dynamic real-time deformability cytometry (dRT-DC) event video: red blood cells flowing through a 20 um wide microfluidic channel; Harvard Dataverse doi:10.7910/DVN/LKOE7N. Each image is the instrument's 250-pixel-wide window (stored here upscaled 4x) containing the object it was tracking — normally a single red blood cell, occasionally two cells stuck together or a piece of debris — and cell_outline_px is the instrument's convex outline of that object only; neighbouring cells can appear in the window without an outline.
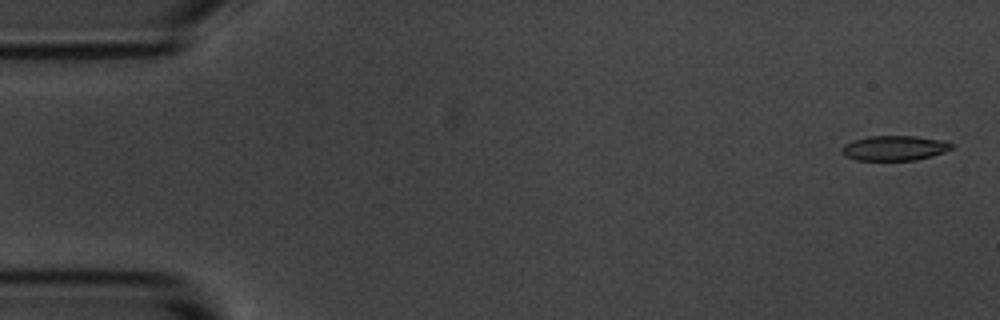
{"species": "common noctule bat (a hibernating species)", "species_latin": "Nyctalus noctula", "temperature_condition": "room temperature", "stored_images_in_passage": 4, "camera_frame_rate_fps": 3000, "um_per_image_px": 0.085, "animal": {"sex": "male", "body_mass_g": 20.1, "forearm_length_mm": 53.5}, "frame": {"image": 1, "passage_image": 1, "time_ms": 0.0, "image_size_px": [1000, 320], "cell_outline_px": [[952, 148], [944, 152], [932, 156], [916, 160], [856, 160], [844, 156], [840, 152], [840, 148], [844, 144], [852, 140], [868, 136], [916, 136], [944, 140], [952, 144]], "centroid_in_image_um": [75.98, 12.58], "position_along_channel_um": 9.0, "area_um2": 16.13}}
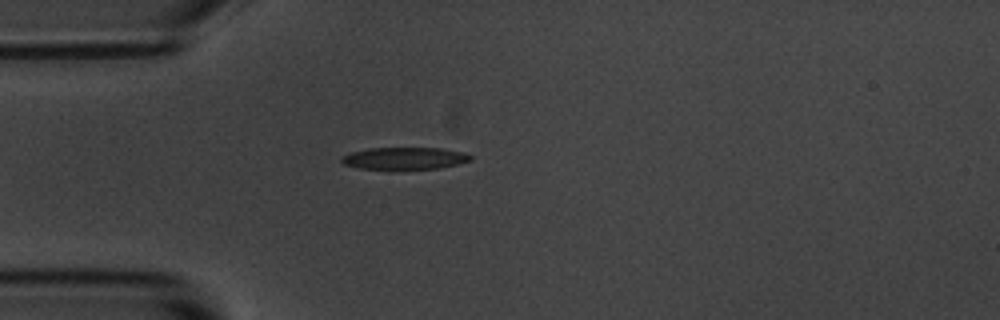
{"frame": {"image": 2, "passage_image": 4, "time_ms": 1.0, "image_size_px": [1000, 320], "cell_outline_px": [[472, 160], [440, 168], [388, 172], [360, 168], [344, 164], [340, 160], [340, 156], [352, 152], [368, 148], [440, 148], [464, 152], [472, 156]], "centroid_in_image_um": [34.34, 13.5], "position_along_channel_um": 50.7, "area_um2": 17.46}}